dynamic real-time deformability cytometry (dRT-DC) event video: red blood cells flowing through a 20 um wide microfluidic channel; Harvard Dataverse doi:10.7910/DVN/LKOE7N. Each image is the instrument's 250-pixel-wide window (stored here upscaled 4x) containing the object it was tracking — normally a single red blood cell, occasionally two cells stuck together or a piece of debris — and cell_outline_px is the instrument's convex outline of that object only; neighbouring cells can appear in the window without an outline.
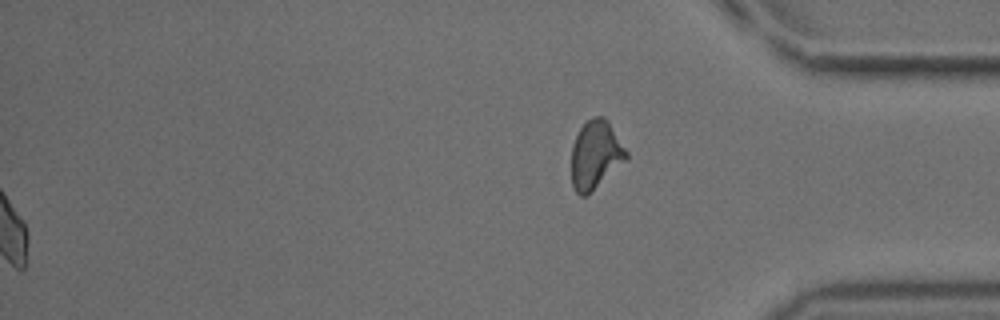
{"species": "common noctule bat (a hibernating species)", "species_latin": "Nyctalus noctula", "temperature_condition": "cold", "stored_images_in_passage": 54, "segment_of_instrument_passage": [2, 2], "camera_frame_rate_fps": 3000, "um_per_image_px": 0.085, "animal": {"sex": "male", "body_mass_g": 18.8}, "frame": {"image": 1, "passage_image": 54, "time_ms": 17.667, "image_size_px": [1000, 320], "cell_outline_px": [[628, 156], [588, 196], [580, 196], [576, 192], [572, 184], [572, 144], [580, 128], [588, 120], [596, 116], [604, 116], [608, 120], [628, 152]], "centroid_in_image_um": [50.61, 13.15], "position_along_channel_um": 384.6, "area_um2": 21.62}}